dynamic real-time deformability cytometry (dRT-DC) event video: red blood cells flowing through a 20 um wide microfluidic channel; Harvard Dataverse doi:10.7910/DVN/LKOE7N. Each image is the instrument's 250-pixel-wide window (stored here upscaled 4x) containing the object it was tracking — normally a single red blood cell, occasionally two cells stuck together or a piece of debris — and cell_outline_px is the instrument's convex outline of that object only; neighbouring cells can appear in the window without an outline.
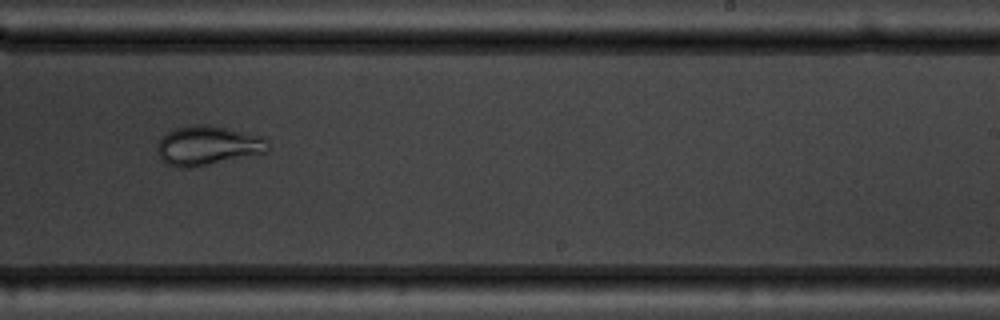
{"species": "common noctule bat (a hibernating species)", "species_latin": "Nyctalus noctula", "temperature_condition": "warm", "stored_images_in_passage": 9, "camera_frame_rate_fps": 3000, "um_per_image_px": 0.085, "animal": {"sex": "male", "body_mass_g": 19.5, "forearm_length_mm": 54.6}, "frame": {"image": 1, "passage_image": 9, "time_ms": 9.0, "image_size_px": [1000, 320], "cell_outline_px": [[268, 152], [192, 168], [180, 168], [168, 164], [156, 152], [156, 144], [168, 132], [176, 128], [192, 124], [208, 124], [264, 136], [268, 140]], "centroid_in_image_um": [17.68, 12.37], "position_along_channel_um": 271.3, "area_um2": 25.55}}